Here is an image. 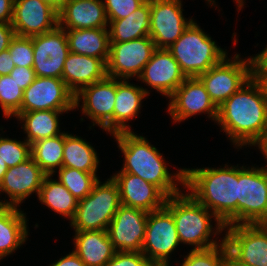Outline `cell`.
Listing matches in <instances>:
<instances>
[{"label":"cell","mask_w":267,"mask_h":266,"mask_svg":"<svg viewBox=\"0 0 267 266\" xmlns=\"http://www.w3.org/2000/svg\"><path fill=\"white\" fill-rule=\"evenodd\" d=\"M26 214L15 206L0 208V259L14 252L28 237Z\"/></svg>","instance_id":"26"},{"label":"cell","mask_w":267,"mask_h":266,"mask_svg":"<svg viewBox=\"0 0 267 266\" xmlns=\"http://www.w3.org/2000/svg\"><path fill=\"white\" fill-rule=\"evenodd\" d=\"M13 3V0H0V23H11Z\"/></svg>","instance_id":"42"},{"label":"cell","mask_w":267,"mask_h":266,"mask_svg":"<svg viewBox=\"0 0 267 266\" xmlns=\"http://www.w3.org/2000/svg\"><path fill=\"white\" fill-rule=\"evenodd\" d=\"M156 47L150 36L127 42L110 43L107 76L129 79L141 75Z\"/></svg>","instance_id":"10"},{"label":"cell","mask_w":267,"mask_h":266,"mask_svg":"<svg viewBox=\"0 0 267 266\" xmlns=\"http://www.w3.org/2000/svg\"><path fill=\"white\" fill-rule=\"evenodd\" d=\"M0 157L7 167H14L31 157V145L25 140L17 141L0 137Z\"/></svg>","instance_id":"36"},{"label":"cell","mask_w":267,"mask_h":266,"mask_svg":"<svg viewBox=\"0 0 267 266\" xmlns=\"http://www.w3.org/2000/svg\"><path fill=\"white\" fill-rule=\"evenodd\" d=\"M8 50L15 66L33 67L34 53L31 37L15 35Z\"/></svg>","instance_id":"37"},{"label":"cell","mask_w":267,"mask_h":266,"mask_svg":"<svg viewBox=\"0 0 267 266\" xmlns=\"http://www.w3.org/2000/svg\"><path fill=\"white\" fill-rule=\"evenodd\" d=\"M65 133L41 139L31 144V157L47 174L54 175L55 168L60 169L63 162Z\"/></svg>","instance_id":"32"},{"label":"cell","mask_w":267,"mask_h":266,"mask_svg":"<svg viewBox=\"0 0 267 266\" xmlns=\"http://www.w3.org/2000/svg\"><path fill=\"white\" fill-rule=\"evenodd\" d=\"M227 250L228 247L224 239L219 245L208 249H191L181 266H221Z\"/></svg>","instance_id":"35"},{"label":"cell","mask_w":267,"mask_h":266,"mask_svg":"<svg viewBox=\"0 0 267 266\" xmlns=\"http://www.w3.org/2000/svg\"><path fill=\"white\" fill-rule=\"evenodd\" d=\"M74 236V253L86 266H105L116 250L107 231H79Z\"/></svg>","instance_id":"24"},{"label":"cell","mask_w":267,"mask_h":266,"mask_svg":"<svg viewBox=\"0 0 267 266\" xmlns=\"http://www.w3.org/2000/svg\"><path fill=\"white\" fill-rule=\"evenodd\" d=\"M224 167L184 168V187L227 227L238 225V165Z\"/></svg>","instance_id":"2"},{"label":"cell","mask_w":267,"mask_h":266,"mask_svg":"<svg viewBox=\"0 0 267 266\" xmlns=\"http://www.w3.org/2000/svg\"><path fill=\"white\" fill-rule=\"evenodd\" d=\"M50 266H86L81 259L72 251Z\"/></svg>","instance_id":"45"},{"label":"cell","mask_w":267,"mask_h":266,"mask_svg":"<svg viewBox=\"0 0 267 266\" xmlns=\"http://www.w3.org/2000/svg\"><path fill=\"white\" fill-rule=\"evenodd\" d=\"M31 39L35 75L62 79L64 63L70 53L65 29L57 26L47 33L31 36Z\"/></svg>","instance_id":"13"},{"label":"cell","mask_w":267,"mask_h":266,"mask_svg":"<svg viewBox=\"0 0 267 266\" xmlns=\"http://www.w3.org/2000/svg\"><path fill=\"white\" fill-rule=\"evenodd\" d=\"M75 95L60 78L37 77L24 90L21 112L75 109Z\"/></svg>","instance_id":"14"},{"label":"cell","mask_w":267,"mask_h":266,"mask_svg":"<svg viewBox=\"0 0 267 266\" xmlns=\"http://www.w3.org/2000/svg\"><path fill=\"white\" fill-rule=\"evenodd\" d=\"M112 179L119 188L122 205L138 208L146 212L159 210L165 206L167 196L154 184L130 173H116Z\"/></svg>","instance_id":"21"},{"label":"cell","mask_w":267,"mask_h":266,"mask_svg":"<svg viewBox=\"0 0 267 266\" xmlns=\"http://www.w3.org/2000/svg\"><path fill=\"white\" fill-rule=\"evenodd\" d=\"M239 55H234L233 61L225 57L198 76L217 108L254 76L253 57L240 59Z\"/></svg>","instance_id":"7"},{"label":"cell","mask_w":267,"mask_h":266,"mask_svg":"<svg viewBox=\"0 0 267 266\" xmlns=\"http://www.w3.org/2000/svg\"><path fill=\"white\" fill-rule=\"evenodd\" d=\"M150 17V2H144L128 17L108 20L110 43L127 42L149 36Z\"/></svg>","instance_id":"28"},{"label":"cell","mask_w":267,"mask_h":266,"mask_svg":"<svg viewBox=\"0 0 267 266\" xmlns=\"http://www.w3.org/2000/svg\"><path fill=\"white\" fill-rule=\"evenodd\" d=\"M238 224H267V169L238 168Z\"/></svg>","instance_id":"8"},{"label":"cell","mask_w":267,"mask_h":266,"mask_svg":"<svg viewBox=\"0 0 267 266\" xmlns=\"http://www.w3.org/2000/svg\"><path fill=\"white\" fill-rule=\"evenodd\" d=\"M120 205L119 188L112 177L103 184L98 180L91 193L78 200L76 213L70 225L75 232L107 231Z\"/></svg>","instance_id":"6"},{"label":"cell","mask_w":267,"mask_h":266,"mask_svg":"<svg viewBox=\"0 0 267 266\" xmlns=\"http://www.w3.org/2000/svg\"><path fill=\"white\" fill-rule=\"evenodd\" d=\"M107 77V64L99 58L70 52L64 63L62 80L76 95L82 88Z\"/></svg>","instance_id":"23"},{"label":"cell","mask_w":267,"mask_h":266,"mask_svg":"<svg viewBox=\"0 0 267 266\" xmlns=\"http://www.w3.org/2000/svg\"><path fill=\"white\" fill-rule=\"evenodd\" d=\"M164 207L174 218L181 243L195 246L193 250L208 249L218 245L216 240H209L213 232L211 217H214L217 223L216 233L213 232L214 235L225 230V225L190 194H183L181 192L167 197Z\"/></svg>","instance_id":"4"},{"label":"cell","mask_w":267,"mask_h":266,"mask_svg":"<svg viewBox=\"0 0 267 266\" xmlns=\"http://www.w3.org/2000/svg\"><path fill=\"white\" fill-rule=\"evenodd\" d=\"M46 175L32 157L9 167L0 183V192H5L10 198L7 205L17 207L34 192L38 196Z\"/></svg>","instance_id":"20"},{"label":"cell","mask_w":267,"mask_h":266,"mask_svg":"<svg viewBox=\"0 0 267 266\" xmlns=\"http://www.w3.org/2000/svg\"><path fill=\"white\" fill-rule=\"evenodd\" d=\"M58 181L77 199L85 198L99 180L96 173H87L74 168L61 167L58 169Z\"/></svg>","instance_id":"33"},{"label":"cell","mask_w":267,"mask_h":266,"mask_svg":"<svg viewBox=\"0 0 267 266\" xmlns=\"http://www.w3.org/2000/svg\"><path fill=\"white\" fill-rule=\"evenodd\" d=\"M7 170H8V167L6 163L0 157V183L2 182L4 174L7 172Z\"/></svg>","instance_id":"48"},{"label":"cell","mask_w":267,"mask_h":266,"mask_svg":"<svg viewBox=\"0 0 267 266\" xmlns=\"http://www.w3.org/2000/svg\"><path fill=\"white\" fill-rule=\"evenodd\" d=\"M46 1L48 3H50L51 5H53L57 10H59V8L67 1V0H43Z\"/></svg>","instance_id":"49"},{"label":"cell","mask_w":267,"mask_h":266,"mask_svg":"<svg viewBox=\"0 0 267 266\" xmlns=\"http://www.w3.org/2000/svg\"><path fill=\"white\" fill-rule=\"evenodd\" d=\"M182 11L181 0L150 1L149 36L156 48L168 49L193 21H187Z\"/></svg>","instance_id":"15"},{"label":"cell","mask_w":267,"mask_h":266,"mask_svg":"<svg viewBox=\"0 0 267 266\" xmlns=\"http://www.w3.org/2000/svg\"><path fill=\"white\" fill-rule=\"evenodd\" d=\"M221 266H249L237 259L229 250L223 256Z\"/></svg>","instance_id":"46"},{"label":"cell","mask_w":267,"mask_h":266,"mask_svg":"<svg viewBox=\"0 0 267 266\" xmlns=\"http://www.w3.org/2000/svg\"><path fill=\"white\" fill-rule=\"evenodd\" d=\"M216 121L233 144H255L267 130V88L255 75L218 108Z\"/></svg>","instance_id":"1"},{"label":"cell","mask_w":267,"mask_h":266,"mask_svg":"<svg viewBox=\"0 0 267 266\" xmlns=\"http://www.w3.org/2000/svg\"><path fill=\"white\" fill-rule=\"evenodd\" d=\"M70 52L102 59H109L110 40L108 28L65 30Z\"/></svg>","instance_id":"25"},{"label":"cell","mask_w":267,"mask_h":266,"mask_svg":"<svg viewBox=\"0 0 267 266\" xmlns=\"http://www.w3.org/2000/svg\"><path fill=\"white\" fill-rule=\"evenodd\" d=\"M255 145H258L259 149L263 153V156H265V159L267 160V130L265 131V134L262 136V138ZM264 168L267 169V167Z\"/></svg>","instance_id":"47"},{"label":"cell","mask_w":267,"mask_h":266,"mask_svg":"<svg viewBox=\"0 0 267 266\" xmlns=\"http://www.w3.org/2000/svg\"><path fill=\"white\" fill-rule=\"evenodd\" d=\"M7 202H8V201H5V202L0 201V208L3 207V206H5V205H7Z\"/></svg>","instance_id":"52"},{"label":"cell","mask_w":267,"mask_h":266,"mask_svg":"<svg viewBox=\"0 0 267 266\" xmlns=\"http://www.w3.org/2000/svg\"><path fill=\"white\" fill-rule=\"evenodd\" d=\"M99 164L93 146L81 137L65 133L62 167L74 168L87 173H96Z\"/></svg>","instance_id":"30"},{"label":"cell","mask_w":267,"mask_h":266,"mask_svg":"<svg viewBox=\"0 0 267 266\" xmlns=\"http://www.w3.org/2000/svg\"><path fill=\"white\" fill-rule=\"evenodd\" d=\"M14 36L15 32L11 23H0V53L9 48Z\"/></svg>","instance_id":"41"},{"label":"cell","mask_w":267,"mask_h":266,"mask_svg":"<svg viewBox=\"0 0 267 266\" xmlns=\"http://www.w3.org/2000/svg\"><path fill=\"white\" fill-rule=\"evenodd\" d=\"M53 175L44 177L38 198L41 203L64 217L74 218L78 200L57 180L51 178Z\"/></svg>","instance_id":"31"},{"label":"cell","mask_w":267,"mask_h":266,"mask_svg":"<svg viewBox=\"0 0 267 266\" xmlns=\"http://www.w3.org/2000/svg\"><path fill=\"white\" fill-rule=\"evenodd\" d=\"M108 23L103 0H67L58 10V26L65 30L106 28Z\"/></svg>","instance_id":"22"},{"label":"cell","mask_w":267,"mask_h":266,"mask_svg":"<svg viewBox=\"0 0 267 266\" xmlns=\"http://www.w3.org/2000/svg\"><path fill=\"white\" fill-rule=\"evenodd\" d=\"M149 95L147 89L117 80V92L114 107V134L131 131L127 121L135 118L141 107V100Z\"/></svg>","instance_id":"27"},{"label":"cell","mask_w":267,"mask_h":266,"mask_svg":"<svg viewBox=\"0 0 267 266\" xmlns=\"http://www.w3.org/2000/svg\"><path fill=\"white\" fill-rule=\"evenodd\" d=\"M18 84L23 91L30 86L36 78L33 67H18L11 71L9 74Z\"/></svg>","instance_id":"40"},{"label":"cell","mask_w":267,"mask_h":266,"mask_svg":"<svg viewBox=\"0 0 267 266\" xmlns=\"http://www.w3.org/2000/svg\"><path fill=\"white\" fill-rule=\"evenodd\" d=\"M186 78L170 51L156 48L138 79L169 97Z\"/></svg>","instance_id":"19"},{"label":"cell","mask_w":267,"mask_h":266,"mask_svg":"<svg viewBox=\"0 0 267 266\" xmlns=\"http://www.w3.org/2000/svg\"><path fill=\"white\" fill-rule=\"evenodd\" d=\"M15 68V64L11 58L9 50L0 53V76L9 75Z\"/></svg>","instance_id":"43"},{"label":"cell","mask_w":267,"mask_h":266,"mask_svg":"<svg viewBox=\"0 0 267 266\" xmlns=\"http://www.w3.org/2000/svg\"><path fill=\"white\" fill-rule=\"evenodd\" d=\"M228 250L249 266H267V224H238L225 227Z\"/></svg>","instance_id":"12"},{"label":"cell","mask_w":267,"mask_h":266,"mask_svg":"<svg viewBox=\"0 0 267 266\" xmlns=\"http://www.w3.org/2000/svg\"><path fill=\"white\" fill-rule=\"evenodd\" d=\"M24 91L9 75L0 76V106L7 118L21 112Z\"/></svg>","instance_id":"34"},{"label":"cell","mask_w":267,"mask_h":266,"mask_svg":"<svg viewBox=\"0 0 267 266\" xmlns=\"http://www.w3.org/2000/svg\"><path fill=\"white\" fill-rule=\"evenodd\" d=\"M144 0H105L104 7L108 20H119L136 11Z\"/></svg>","instance_id":"38"},{"label":"cell","mask_w":267,"mask_h":266,"mask_svg":"<svg viewBox=\"0 0 267 266\" xmlns=\"http://www.w3.org/2000/svg\"><path fill=\"white\" fill-rule=\"evenodd\" d=\"M124 155V166L118 173H130L144 181L154 184L167 197L181 193L177 182L184 187V169L171 175L163 156L143 136L132 131L119 132L113 135Z\"/></svg>","instance_id":"3"},{"label":"cell","mask_w":267,"mask_h":266,"mask_svg":"<svg viewBox=\"0 0 267 266\" xmlns=\"http://www.w3.org/2000/svg\"><path fill=\"white\" fill-rule=\"evenodd\" d=\"M257 78L263 80L267 88V74H254Z\"/></svg>","instance_id":"50"},{"label":"cell","mask_w":267,"mask_h":266,"mask_svg":"<svg viewBox=\"0 0 267 266\" xmlns=\"http://www.w3.org/2000/svg\"><path fill=\"white\" fill-rule=\"evenodd\" d=\"M67 111L38 110L20 112L15 117L25 121L22 127L27 134L26 141L32 143L41 139L58 136L62 134L59 130V114Z\"/></svg>","instance_id":"29"},{"label":"cell","mask_w":267,"mask_h":266,"mask_svg":"<svg viewBox=\"0 0 267 266\" xmlns=\"http://www.w3.org/2000/svg\"><path fill=\"white\" fill-rule=\"evenodd\" d=\"M236 2L238 3V9L241 10L240 8H242V6L244 5L243 0H236Z\"/></svg>","instance_id":"51"},{"label":"cell","mask_w":267,"mask_h":266,"mask_svg":"<svg viewBox=\"0 0 267 266\" xmlns=\"http://www.w3.org/2000/svg\"><path fill=\"white\" fill-rule=\"evenodd\" d=\"M11 25L18 36L47 33L58 26V10L43 0H14Z\"/></svg>","instance_id":"18"},{"label":"cell","mask_w":267,"mask_h":266,"mask_svg":"<svg viewBox=\"0 0 267 266\" xmlns=\"http://www.w3.org/2000/svg\"><path fill=\"white\" fill-rule=\"evenodd\" d=\"M254 59V74H267V47L255 55Z\"/></svg>","instance_id":"44"},{"label":"cell","mask_w":267,"mask_h":266,"mask_svg":"<svg viewBox=\"0 0 267 266\" xmlns=\"http://www.w3.org/2000/svg\"><path fill=\"white\" fill-rule=\"evenodd\" d=\"M105 266H155L142 252L116 251Z\"/></svg>","instance_id":"39"},{"label":"cell","mask_w":267,"mask_h":266,"mask_svg":"<svg viewBox=\"0 0 267 266\" xmlns=\"http://www.w3.org/2000/svg\"><path fill=\"white\" fill-rule=\"evenodd\" d=\"M168 50L186 77H198L227 57V52L218 47L195 21Z\"/></svg>","instance_id":"5"},{"label":"cell","mask_w":267,"mask_h":266,"mask_svg":"<svg viewBox=\"0 0 267 266\" xmlns=\"http://www.w3.org/2000/svg\"><path fill=\"white\" fill-rule=\"evenodd\" d=\"M180 240L172 214L165 208L148 213L141 252L154 265H169V256Z\"/></svg>","instance_id":"9"},{"label":"cell","mask_w":267,"mask_h":266,"mask_svg":"<svg viewBox=\"0 0 267 266\" xmlns=\"http://www.w3.org/2000/svg\"><path fill=\"white\" fill-rule=\"evenodd\" d=\"M148 212L120 205L107 233L116 251L141 252L145 238Z\"/></svg>","instance_id":"16"},{"label":"cell","mask_w":267,"mask_h":266,"mask_svg":"<svg viewBox=\"0 0 267 266\" xmlns=\"http://www.w3.org/2000/svg\"><path fill=\"white\" fill-rule=\"evenodd\" d=\"M117 92V78L105 79L82 88L75 95V108L82 99V113L103 130L114 135V107ZM81 97V98H80Z\"/></svg>","instance_id":"11"},{"label":"cell","mask_w":267,"mask_h":266,"mask_svg":"<svg viewBox=\"0 0 267 266\" xmlns=\"http://www.w3.org/2000/svg\"><path fill=\"white\" fill-rule=\"evenodd\" d=\"M169 98L171 101L168 104V112L175 122H181L204 112L211 120L217 119L218 108L198 77H187Z\"/></svg>","instance_id":"17"}]
</instances>
